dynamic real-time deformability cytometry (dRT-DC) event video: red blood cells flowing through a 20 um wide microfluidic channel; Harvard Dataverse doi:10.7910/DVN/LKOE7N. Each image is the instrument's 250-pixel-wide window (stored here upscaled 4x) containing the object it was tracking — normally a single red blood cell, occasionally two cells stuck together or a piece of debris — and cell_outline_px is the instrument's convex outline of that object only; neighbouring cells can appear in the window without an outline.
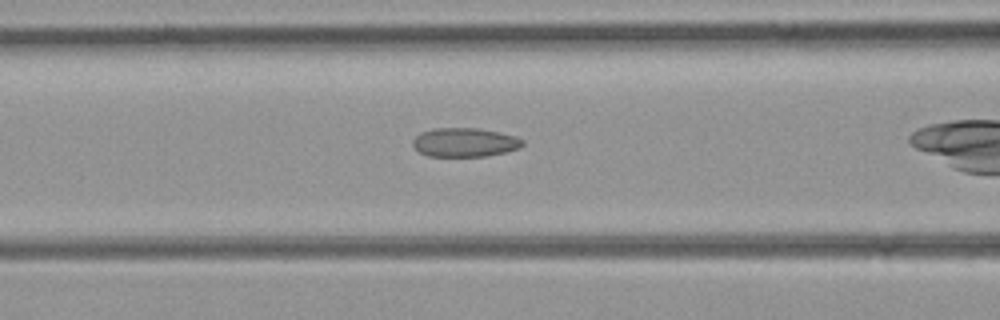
{"species": "common noctule bat (a hibernating species)", "species_latin": "Nyctalus noctula", "temperature_condition": "room temperature", "stored_images_in_passage": 7, "camera_frame_rate_fps": 3000, "um_per_image_px": 0.085, "animal": {"sex": "female", "body_mass_g": 21.9}, "frame": {"image": 1, "passage_image": 5, "time_ms": 1.333, "image_size_px": [1000, 320], "cell_outline_px": [[524, 144], [520, 148], [508, 152], [488, 156], [428, 156], [420, 152], [412, 144], [412, 140], [420, 132], [432, 128], [480, 128], [516, 136], [524, 140]], "centroid_in_image_um": [39.53, 12.1], "position_along_channel_um": 127.1, "area_um2": 18.73}}